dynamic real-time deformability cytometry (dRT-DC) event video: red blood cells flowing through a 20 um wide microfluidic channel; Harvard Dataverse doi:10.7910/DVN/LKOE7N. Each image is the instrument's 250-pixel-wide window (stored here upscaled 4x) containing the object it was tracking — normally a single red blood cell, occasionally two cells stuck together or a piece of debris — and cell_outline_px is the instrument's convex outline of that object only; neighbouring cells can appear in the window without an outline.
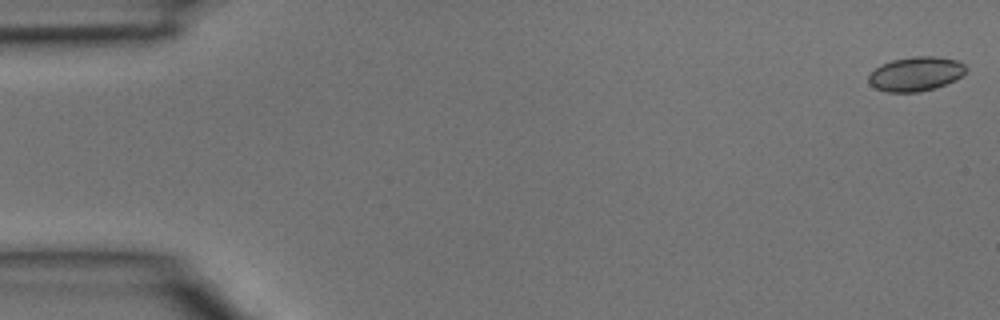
{"species": "common noctule bat (a hibernating species)", "species_latin": "Nyctalus noctula", "temperature_condition": "room temperature", "stored_images_in_passage": 5, "camera_frame_rate_fps": 3000, "um_per_image_px": 0.085, "animal": {"sex": "male", "body_mass_g": 15.6}, "frame": {"image": 1, "passage_image": 1, "time_ms": 0.0, "image_size_px": [1000, 320], "cell_outline_px": [[968, 68], [956, 80], [936, 88], [916, 92], [888, 92], [876, 88], [868, 80], [868, 76], [880, 64], [892, 60], [912, 56], [936, 56], [956, 60], [964, 64]], "centroid_in_image_um": [77.86, 6.27], "position_along_channel_um": 7.1, "area_um2": 19.42}}